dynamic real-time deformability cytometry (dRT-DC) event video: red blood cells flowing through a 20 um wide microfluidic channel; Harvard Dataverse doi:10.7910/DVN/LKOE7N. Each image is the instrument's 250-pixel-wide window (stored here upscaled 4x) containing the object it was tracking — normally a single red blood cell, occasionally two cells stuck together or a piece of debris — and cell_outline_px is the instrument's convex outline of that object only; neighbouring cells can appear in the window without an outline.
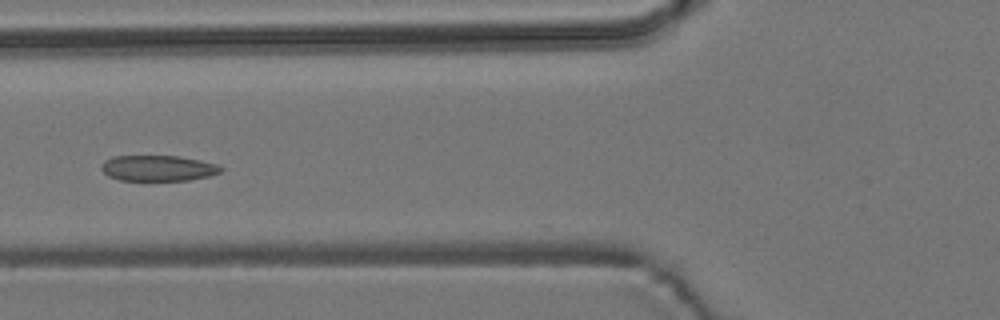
{"species": "common noctule bat (a hibernating species)", "species_latin": "Nyctalus noctula", "temperature_condition": "room temperature", "stored_images_in_passage": 7, "camera_frame_rate_fps": 3000, "um_per_image_px": 0.085, "animal": {"sex": "male", "body_mass_g": 19.2, "forearm_length_mm": 51.8}, "frame": {"image": 1, "passage_image": 7, "time_ms": 7.0, "image_size_px": [1000, 320], "cell_outline_px": [[224, 168], [220, 172], [208, 176], [188, 180], [120, 180], [108, 176], [100, 168], [100, 164], [104, 160], [112, 156], [180, 156], [200, 160], [216, 164]], "centroid_in_image_um": [13.4, 14.28], "position_along_channel_um": 112.4, "area_um2": 17.92}}